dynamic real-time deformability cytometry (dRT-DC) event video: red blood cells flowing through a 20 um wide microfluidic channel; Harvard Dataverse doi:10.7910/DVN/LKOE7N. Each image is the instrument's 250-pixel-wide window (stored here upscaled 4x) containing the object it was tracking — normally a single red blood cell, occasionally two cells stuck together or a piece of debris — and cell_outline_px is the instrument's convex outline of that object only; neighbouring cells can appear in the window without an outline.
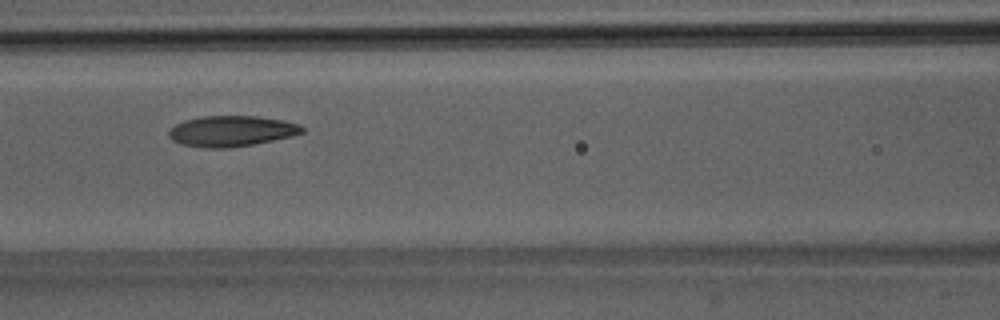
{"species": "Egyptian fruit bat (a non-hibernating species)", "species_latin": "Rousettus aegyptiacus", "temperature_condition": "room temperature", "stored_images_in_passage": 7, "camera_frame_rate_fps": 3000, "um_per_image_px": 0.085, "animal": {"sex": "male"}, "frame": {"image": 1, "passage_image": 4, "time_ms": 4.333, "image_size_px": [1000, 320], "cell_outline_px": [[304, 132], [292, 136], [252, 144], [228, 148], [204, 148], [180, 144], [172, 140], [168, 136], [168, 128], [184, 120], [204, 116], [256, 116], [284, 120], [300, 124], [304, 128]], "centroid_in_image_um": [19.65, 11.14], "position_along_channel_um": 147.0, "area_um2": 23.99}}